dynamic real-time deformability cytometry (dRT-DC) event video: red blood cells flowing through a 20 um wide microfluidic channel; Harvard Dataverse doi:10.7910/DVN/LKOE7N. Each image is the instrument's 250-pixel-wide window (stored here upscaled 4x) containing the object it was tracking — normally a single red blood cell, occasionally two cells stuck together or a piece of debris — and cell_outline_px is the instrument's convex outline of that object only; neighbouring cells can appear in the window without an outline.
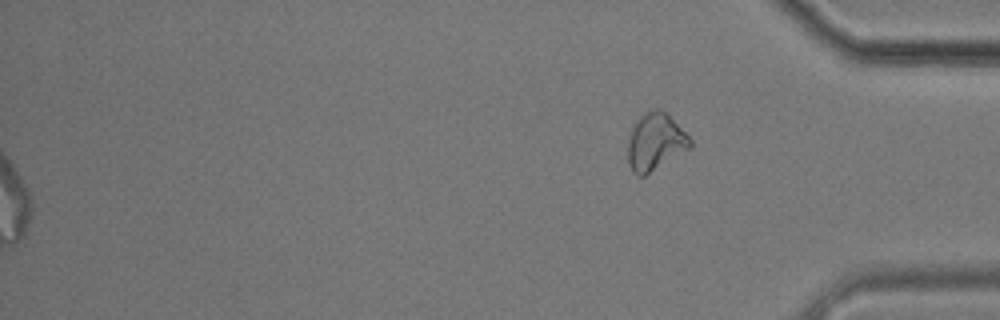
{"species": "common noctule bat (a hibernating species)", "species_latin": "Nyctalus noctula", "temperature_condition": "cold", "stored_images_in_passage": 57, "segment_of_instrument_passage": [2, 2], "camera_frame_rate_fps": 3000, "um_per_image_px": 0.085, "animal": {"sex": "male", "body_mass_g": 17.9}, "frame": {"image": 1, "passage_image": 57, "time_ms": 18.667, "image_size_px": [1000, 320], "cell_outline_px": [[692, 148], [644, 176], [636, 176], [632, 172], [628, 164], [628, 140], [632, 128], [636, 120], [640, 116], [652, 108], [660, 108], [692, 140]], "centroid_in_image_um": [55.68, 12.09], "position_along_channel_um": 379.5, "area_um2": 20.75}}